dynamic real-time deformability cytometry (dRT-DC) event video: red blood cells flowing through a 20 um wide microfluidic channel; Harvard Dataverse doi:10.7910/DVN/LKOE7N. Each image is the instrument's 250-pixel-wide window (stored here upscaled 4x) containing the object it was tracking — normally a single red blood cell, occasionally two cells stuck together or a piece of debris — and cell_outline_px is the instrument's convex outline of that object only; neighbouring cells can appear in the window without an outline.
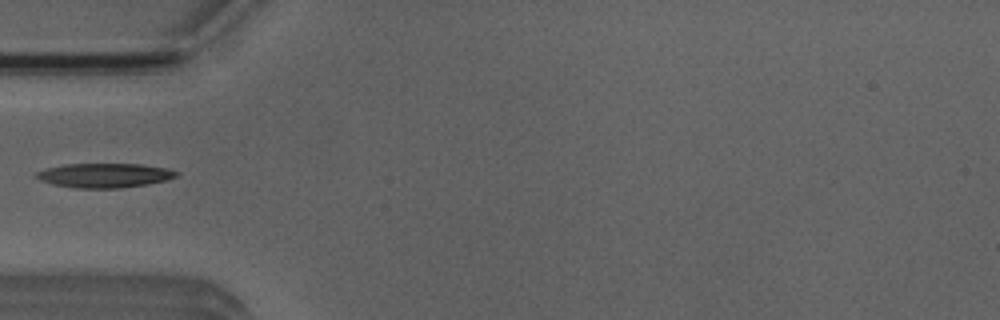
{"species": "Egyptian fruit bat (a non-hibernating species)", "species_latin": "Rousettus aegyptiacus", "temperature_condition": "room temperature", "stored_images_in_passage": 36, "camera_frame_rate_fps": 3000, "um_per_image_px": 0.085, "animal": {"sex": "male"}, "frame": {"image": 1, "passage_image": 1, "time_ms": 0.0, "image_size_px": [1000, 320], "cell_outline_px": [[180, 172], [176, 176], [164, 180], [148, 184], [120, 188], [76, 188], [52, 184], [40, 180], [36, 176], [36, 172], [48, 168], [64, 164], [140, 164], [168, 168]], "centroid_in_image_um": [8.89, 14.9], "position_along_channel_um": 76.1, "area_um2": 19.77}}
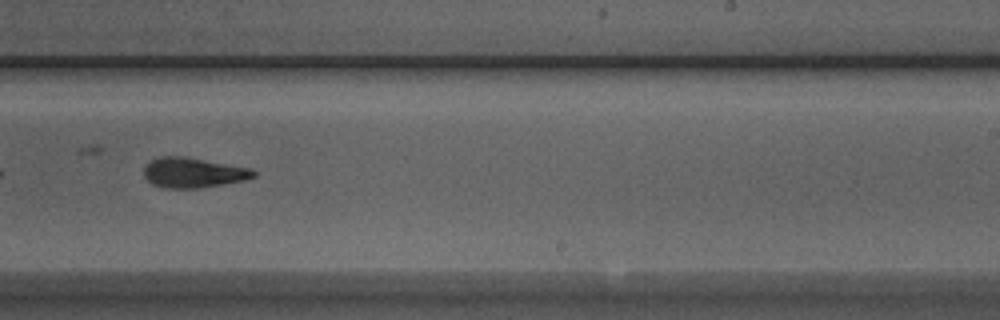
{"frame": {"image": 2, "passage_image": 16, "time_ms": 5.0, "image_size_px": [1000, 320], "cell_outline_px": [[256, 176], [244, 180], [200, 188], [164, 188], [152, 184], [144, 176], [144, 164], [160, 156], [184, 156], [252, 168], [256, 172]], "centroid_in_image_um": [16.41, 14.67], "position_along_channel_um": 272.6, "area_um2": 19.31}}
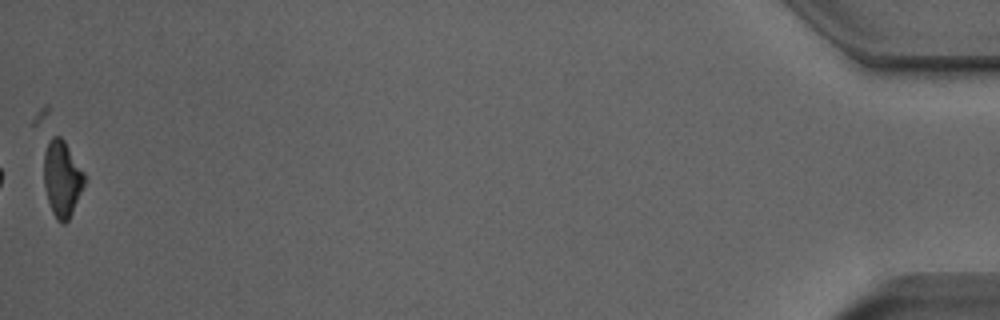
{"frame": {"image": 3, "passage_image": 36, "time_ms": 11.667, "image_size_px": [1000, 320], "cell_outline_px": [[84, 184], [72, 212], [68, 220], [64, 224], [60, 224], [56, 220], [52, 212], [48, 200], [44, 184], [44, 152], [48, 140], [52, 136], [60, 136], [64, 140], [84, 172]], "centroid_in_image_um": [5.25, 15.18], "position_along_channel_um": 429.9, "area_um2": 17.86}}